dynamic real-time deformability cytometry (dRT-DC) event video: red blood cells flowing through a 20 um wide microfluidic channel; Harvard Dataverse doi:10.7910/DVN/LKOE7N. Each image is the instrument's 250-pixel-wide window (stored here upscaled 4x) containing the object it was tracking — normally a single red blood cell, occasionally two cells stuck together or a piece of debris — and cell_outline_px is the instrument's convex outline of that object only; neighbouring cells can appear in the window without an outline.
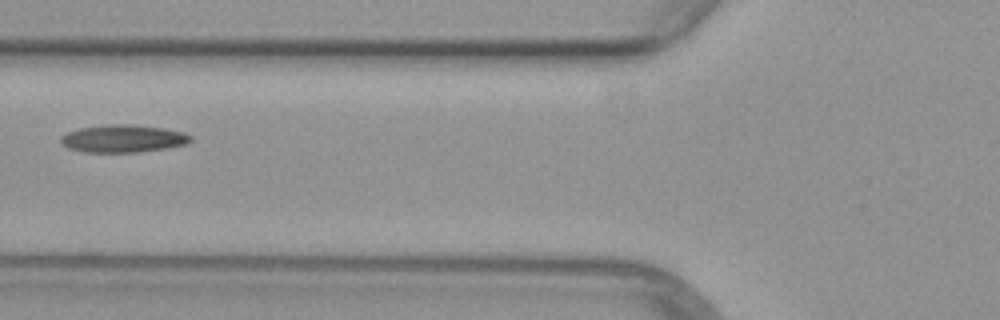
{"species": "common noctule bat (a hibernating species)", "species_latin": "Nyctalus noctula", "temperature_condition": "warm", "stored_images_in_passage": 6, "camera_frame_rate_fps": 3000, "um_per_image_px": 0.085, "animal": {"sex": "female", "body_mass_g": 29.2, "forearm_length_mm": 56.3}, "frame": {"image": 1, "passage_image": 6, "time_ms": 5.667, "image_size_px": [1000, 320], "cell_outline_px": [[192, 140], [188, 144], [168, 148], [136, 152], [84, 152], [68, 148], [60, 140], [60, 136], [68, 132], [80, 128], [104, 124], [132, 124], [164, 128], [184, 132], [192, 136]], "centroid_in_image_um": [10.5, 11.77], "position_along_channel_um": 115.3, "area_um2": 21.04}}